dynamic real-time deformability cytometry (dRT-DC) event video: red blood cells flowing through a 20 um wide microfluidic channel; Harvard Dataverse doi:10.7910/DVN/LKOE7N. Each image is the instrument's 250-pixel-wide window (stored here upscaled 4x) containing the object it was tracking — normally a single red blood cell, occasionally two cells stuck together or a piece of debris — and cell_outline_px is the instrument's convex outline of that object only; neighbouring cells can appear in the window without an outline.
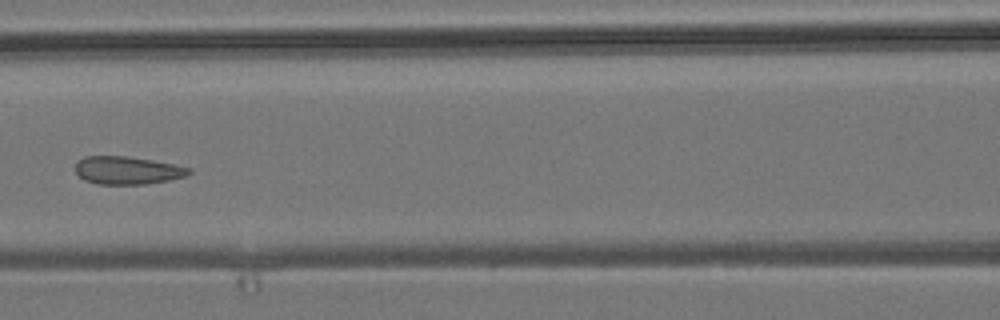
{"species": "common noctule bat (a hibernating species)", "species_latin": "Nyctalus noctula", "temperature_condition": "room temperature", "stored_images_in_passage": 3, "camera_frame_rate_fps": 3000, "um_per_image_px": 0.085, "animal": {"sex": "male", "body_mass_g": 19.2, "forearm_length_mm": 51.8}, "frame": {"image": 1, "passage_image": 3, "time_ms": 2.333, "image_size_px": [1000, 320], "cell_outline_px": [[192, 172], [184, 176], [168, 180], [144, 184], [100, 184], [84, 180], [76, 172], [76, 164], [84, 156], [124, 156], [152, 160], [192, 168]], "centroid_in_image_um": [10.83, 14.48], "position_along_channel_um": 155.8, "area_um2": 18.21}}